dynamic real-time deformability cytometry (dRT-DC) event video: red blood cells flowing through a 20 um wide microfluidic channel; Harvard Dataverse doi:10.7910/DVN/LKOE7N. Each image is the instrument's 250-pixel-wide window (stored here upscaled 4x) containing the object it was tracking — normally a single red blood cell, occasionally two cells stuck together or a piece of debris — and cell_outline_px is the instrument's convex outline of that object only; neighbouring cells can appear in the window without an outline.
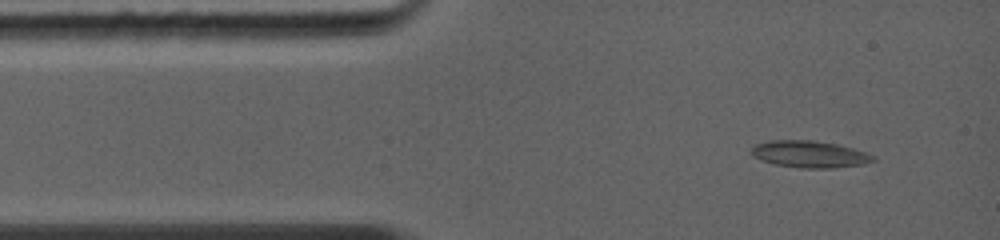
{"species": "common noctule bat (a hibernating species)", "species_latin": "Nyctalus noctula", "temperature_condition": "warm", "stored_images_in_passage": 3, "camera_frame_rate_fps": 5000, "um_per_image_px": 0.085, "animal": {"sex": "female", "body_mass_g": 19.0, "forearm_length_mm": 56.7}, "frame": {"image": 1, "passage_image": 1, "time_ms": 0.0, "image_size_px": [1000, 240], "cell_outline_px": [[872, 160], [856, 164], [828, 168], [804, 168], [776, 164], [764, 160], [756, 156], [752, 152], [752, 148], [756, 144], [772, 140], [808, 140], [832, 144], [852, 148], [864, 152], [872, 156]], "centroid_in_image_um": [68.74, 13.09], "position_along_channel_um": 16.3, "area_um2": 17.98}}
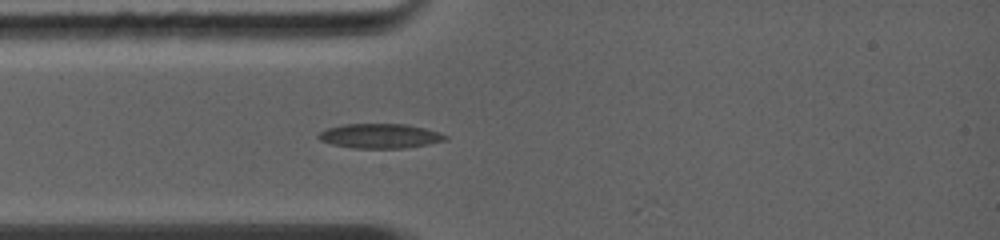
{"frame": {"image": 2, "passage_image": 3, "time_ms": 1.8, "image_size_px": [1000, 240], "cell_outline_px": [[448, 136], [444, 140], [404, 148], [352, 148], [332, 144], [320, 140], [316, 136], [320, 132], [328, 128], [344, 124], [404, 124], [424, 128]], "centroid_in_image_um": [32.22, 11.55], "position_along_channel_um": 52.8, "area_um2": 17.8}}